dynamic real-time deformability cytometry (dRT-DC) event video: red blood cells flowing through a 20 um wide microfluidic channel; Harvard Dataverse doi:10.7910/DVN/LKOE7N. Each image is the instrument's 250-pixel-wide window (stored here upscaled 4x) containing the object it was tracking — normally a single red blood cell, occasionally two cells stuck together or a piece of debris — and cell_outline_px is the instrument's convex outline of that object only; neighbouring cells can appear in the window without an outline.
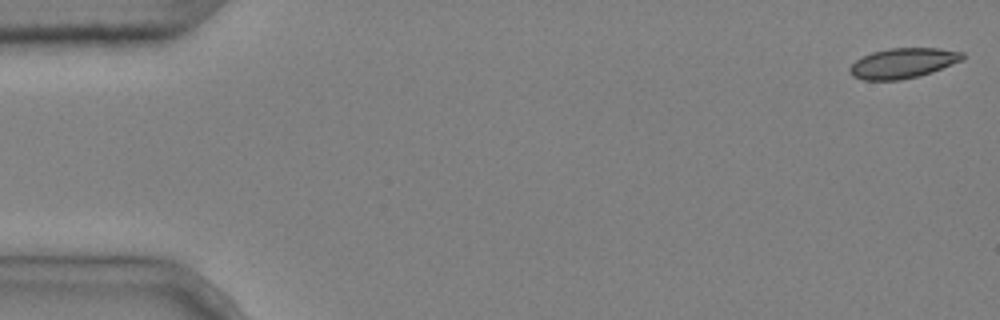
{"species": "common noctule bat (a hibernating species)", "species_latin": "Nyctalus noctula", "temperature_condition": "cold", "stored_images_in_passage": 6, "camera_frame_rate_fps": 3000, "um_per_image_px": 0.085, "animal": {"sex": "male", "body_mass_g": 20.4}, "frame": {"image": 1, "passage_image": 1, "time_ms": 0.0, "image_size_px": [1000, 320], "cell_outline_px": [[964, 60], [932, 72], [900, 80], [864, 80], [852, 76], [848, 72], [848, 68], [856, 60], [872, 52], [888, 48], [940, 48], [964, 52]], "centroid_in_image_um": [76.76, 5.36], "position_along_channel_um": 8.2, "area_um2": 19.88}}